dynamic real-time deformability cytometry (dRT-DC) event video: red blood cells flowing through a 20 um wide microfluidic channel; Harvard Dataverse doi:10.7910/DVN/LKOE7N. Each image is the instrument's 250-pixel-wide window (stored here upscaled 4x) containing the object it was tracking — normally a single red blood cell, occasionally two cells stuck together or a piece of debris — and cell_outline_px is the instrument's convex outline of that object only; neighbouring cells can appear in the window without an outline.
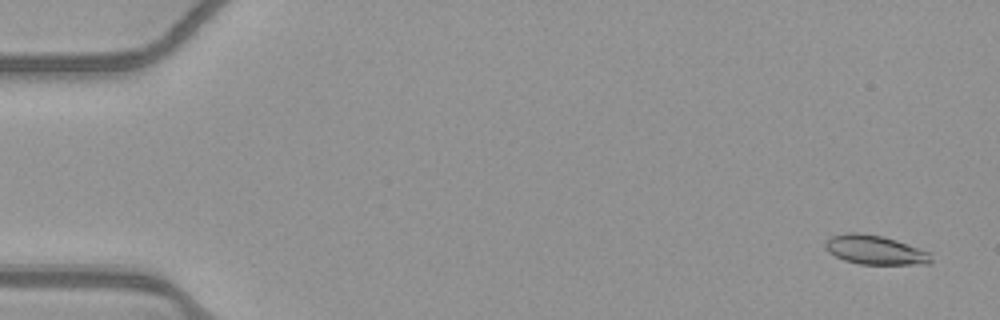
{"species": "common noctule bat (a hibernating species)", "species_latin": "Nyctalus noctula", "temperature_condition": "warm", "stored_images_in_passage": 54, "camera_frame_rate_fps": 3000, "um_per_image_px": 0.085, "animal": {"sex": "female", "body_mass_g": 21.9}, "frame": {"image": 1, "passage_image": 3, "time_ms": 0.667, "image_size_px": [1000, 320], "cell_outline_px": [[932, 260], [928, 264], [860, 264], [844, 260], [828, 252], [824, 248], [824, 244], [832, 236], [844, 232], [856, 232], [884, 236], [932, 252]], "centroid_in_image_um": [74.39, 21.24], "position_along_channel_um": 10.6, "area_um2": 18.15}}
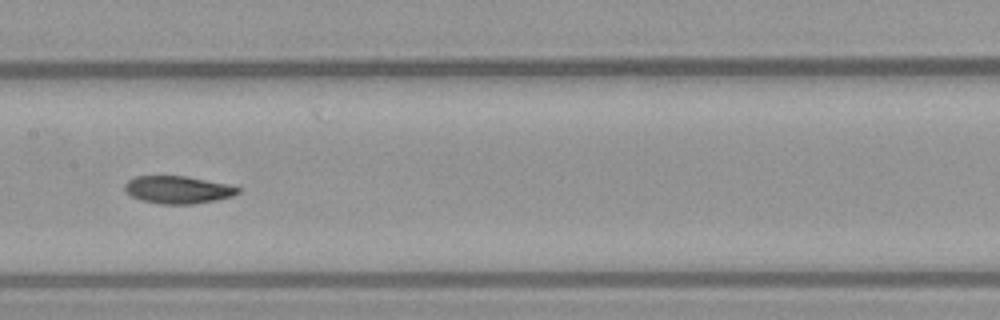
{"frame": {"image": 2, "passage_image": 28, "time_ms": 9.0, "image_size_px": [1000, 320], "cell_outline_px": [[240, 192], [232, 196], [216, 200], [192, 204], [160, 204], [140, 200], [132, 196], [124, 188], [124, 184], [128, 180], [136, 176], [188, 176], [228, 184], [240, 188]], "centroid_in_image_um": [15.13, 16.12], "position_along_channel_um": 192.3, "area_um2": 18.21}}
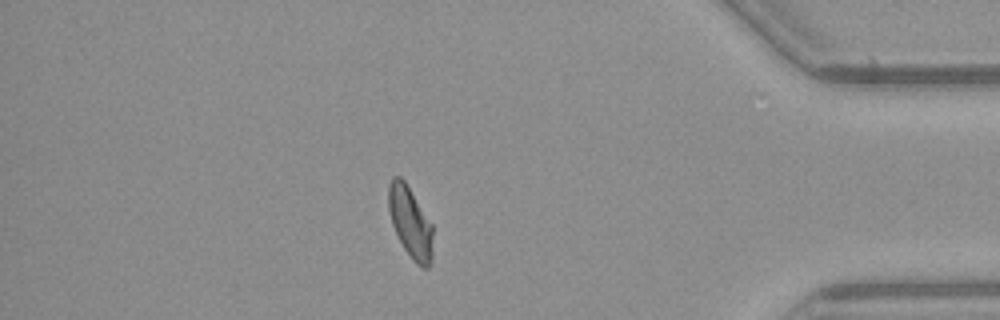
{"frame": {"image": 3, "passage_image": 47, "time_ms": 15.333, "image_size_px": [1000, 320], "cell_outline_px": [[432, 264], [428, 268], [420, 268], [412, 260], [404, 248], [392, 224], [388, 208], [388, 188], [392, 176], [400, 176], [404, 180], [432, 224]], "centroid_in_image_um": [34.88, 18.93], "position_along_channel_um": 400.3, "area_um2": 18.38}, "authors_computed_cell_mechanics": {"area_um2": 18.4093, "velocity_mm_per_s": 3.8957, "shape_relaxation_time_tau1_ms": 6.29, "shape_relaxation_time_tau2_ms": 3.2784, "deformation_change_tau1": 0.1882, "deformation_change_tau2": 0.0853}}